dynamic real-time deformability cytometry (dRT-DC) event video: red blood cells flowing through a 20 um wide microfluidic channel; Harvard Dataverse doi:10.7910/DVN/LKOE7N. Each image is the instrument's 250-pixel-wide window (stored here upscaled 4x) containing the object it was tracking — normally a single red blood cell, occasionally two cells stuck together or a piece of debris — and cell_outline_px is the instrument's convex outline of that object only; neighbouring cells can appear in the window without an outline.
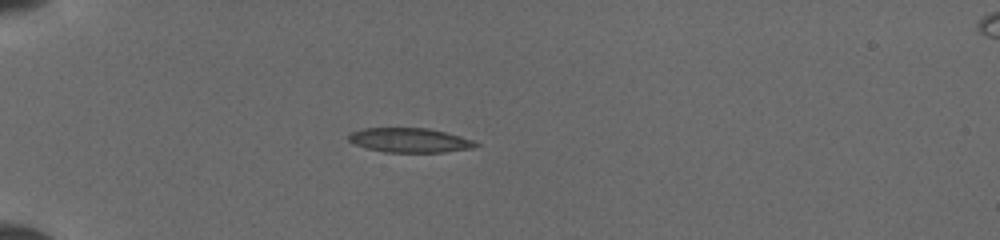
{"species": "common noctule bat (a hibernating species)", "species_latin": "Nyctalus noctula", "temperature_condition": "cold", "stored_images_in_passage": 56, "camera_frame_rate_fps": 3000, "um_per_image_px": 0.085, "animal": {"sex": "female", "body_mass_g": 19.5, "forearm_length_mm": 54.1}, "frame": {"image": 1, "passage_image": 1, "time_ms": 0.0, "image_size_px": [1000, 240], "cell_outline_px": [[480, 144], [472, 148], [444, 152], [384, 152], [368, 148], [356, 144], [348, 140], [348, 136], [352, 132], [364, 128], [428, 128], [460, 136], [472, 140]], "centroid_in_image_um": [34.83, 11.92], "position_along_channel_um": 50.2, "area_um2": 17.86}}
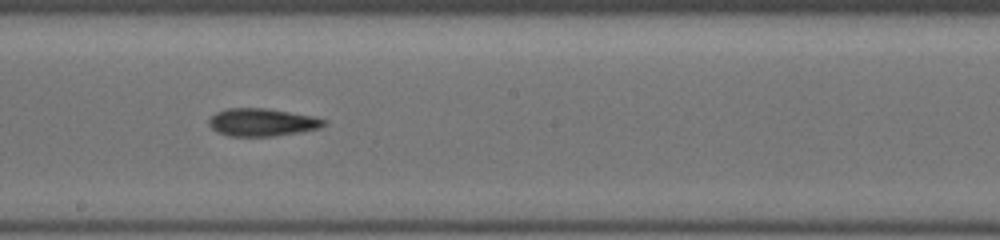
{"frame": {"image": 2, "passage_image": 14, "time_ms": 5.0, "image_size_px": [1000, 240], "cell_outline_px": [[328, 124], [320, 128], [300, 132], [272, 136], [228, 136], [212, 128], [208, 124], [208, 120], [216, 112], [228, 108], [268, 108], [316, 116], [328, 120]], "centroid_in_image_um": [22.35, 10.38], "position_along_channel_um": 225.9, "area_um2": 18.79}}
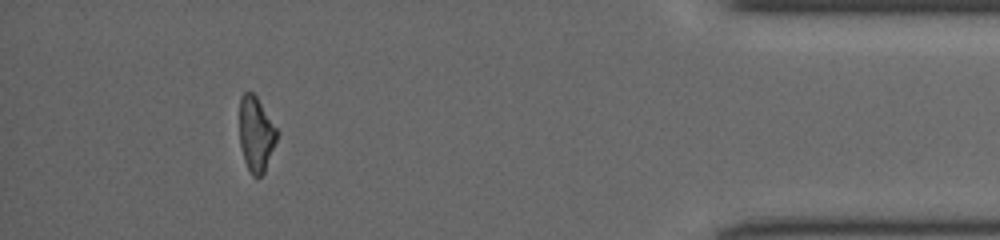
{"frame": {"image": 3, "passage_image": 46, "time_ms": 10.667, "image_size_px": [1000, 240], "cell_outline_px": [[280, 132], [264, 172], [260, 176], [252, 176], [244, 160], [240, 144], [240, 96], [244, 92], [252, 92], [256, 96]], "centroid_in_image_um": [21.78, 11.38], "position_along_channel_um": 413.4, "area_um2": 16.36}}